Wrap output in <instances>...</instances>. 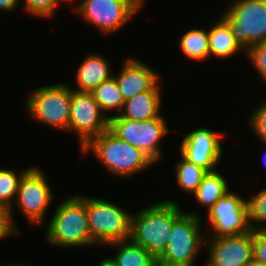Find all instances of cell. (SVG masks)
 <instances>
[{
  "mask_svg": "<svg viewBox=\"0 0 266 266\" xmlns=\"http://www.w3.org/2000/svg\"><path fill=\"white\" fill-rule=\"evenodd\" d=\"M185 212L175 199H166L140 208L132 214L130 240L155 258L165 250L173 223Z\"/></svg>",
  "mask_w": 266,
  "mask_h": 266,
  "instance_id": "obj_1",
  "label": "cell"
},
{
  "mask_svg": "<svg viewBox=\"0 0 266 266\" xmlns=\"http://www.w3.org/2000/svg\"><path fill=\"white\" fill-rule=\"evenodd\" d=\"M65 198L55 206L45 230V241L52 247L65 249L95 246L88 226L86 196L76 193Z\"/></svg>",
  "mask_w": 266,
  "mask_h": 266,
  "instance_id": "obj_2",
  "label": "cell"
},
{
  "mask_svg": "<svg viewBox=\"0 0 266 266\" xmlns=\"http://www.w3.org/2000/svg\"><path fill=\"white\" fill-rule=\"evenodd\" d=\"M80 153L93 154L106 171L120 179H129L155 164L145 153L118 138L109 129L94 138Z\"/></svg>",
  "mask_w": 266,
  "mask_h": 266,
  "instance_id": "obj_3",
  "label": "cell"
},
{
  "mask_svg": "<svg viewBox=\"0 0 266 266\" xmlns=\"http://www.w3.org/2000/svg\"><path fill=\"white\" fill-rule=\"evenodd\" d=\"M201 215L198 210H186L173 223L167 246L157 258L163 266H196L201 250L206 248Z\"/></svg>",
  "mask_w": 266,
  "mask_h": 266,
  "instance_id": "obj_4",
  "label": "cell"
},
{
  "mask_svg": "<svg viewBox=\"0 0 266 266\" xmlns=\"http://www.w3.org/2000/svg\"><path fill=\"white\" fill-rule=\"evenodd\" d=\"M86 209L91 242L95 246L130 239L133 213L127 212L119 203L87 195Z\"/></svg>",
  "mask_w": 266,
  "mask_h": 266,
  "instance_id": "obj_5",
  "label": "cell"
},
{
  "mask_svg": "<svg viewBox=\"0 0 266 266\" xmlns=\"http://www.w3.org/2000/svg\"><path fill=\"white\" fill-rule=\"evenodd\" d=\"M53 190L41 168L29 167L20 179L15 201L9 209L13 226L18 230L14 222L13 210L16 208L23 213L29 224L42 225L55 198Z\"/></svg>",
  "mask_w": 266,
  "mask_h": 266,
  "instance_id": "obj_6",
  "label": "cell"
},
{
  "mask_svg": "<svg viewBox=\"0 0 266 266\" xmlns=\"http://www.w3.org/2000/svg\"><path fill=\"white\" fill-rule=\"evenodd\" d=\"M30 117L56 130L68 131L71 88L66 82L44 85L33 90L25 101Z\"/></svg>",
  "mask_w": 266,
  "mask_h": 266,
  "instance_id": "obj_7",
  "label": "cell"
},
{
  "mask_svg": "<svg viewBox=\"0 0 266 266\" xmlns=\"http://www.w3.org/2000/svg\"><path fill=\"white\" fill-rule=\"evenodd\" d=\"M167 124L161 114L142 122L121 118L118 115L109 117V130L118 138L141 150L155 164L164 157L161 150L163 148L160 147L162 139L169 132H177L169 129Z\"/></svg>",
  "mask_w": 266,
  "mask_h": 266,
  "instance_id": "obj_8",
  "label": "cell"
},
{
  "mask_svg": "<svg viewBox=\"0 0 266 266\" xmlns=\"http://www.w3.org/2000/svg\"><path fill=\"white\" fill-rule=\"evenodd\" d=\"M220 16L239 44L247 50L266 41V0H230Z\"/></svg>",
  "mask_w": 266,
  "mask_h": 266,
  "instance_id": "obj_9",
  "label": "cell"
},
{
  "mask_svg": "<svg viewBox=\"0 0 266 266\" xmlns=\"http://www.w3.org/2000/svg\"><path fill=\"white\" fill-rule=\"evenodd\" d=\"M145 0H80L74 13L105 35L115 34L144 9Z\"/></svg>",
  "mask_w": 266,
  "mask_h": 266,
  "instance_id": "obj_10",
  "label": "cell"
},
{
  "mask_svg": "<svg viewBox=\"0 0 266 266\" xmlns=\"http://www.w3.org/2000/svg\"><path fill=\"white\" fill-rule=\"evenodd\" d=\"M107 129H109V117L102 111L92 93L71 89L68 132L77 134L79 149L85 148Z\"/></svg>",
  "mask_w": 266,
  "mask_h": 266,
  "instance_id": "obj_11",
  "label": "cell"
},
{
  "mask_svg": "<svg viewBox=\"0 0 266 266\" xmlns=\"http://www.w3.org/2000/svg\"><path fill=\"white\" fill-rule=\"evenodd\" d=\"M206 214L209 225V228L206 227L208 230H205L206 237L238 235L252 231L247 198L232 190L219 199Z\"/></svg>",
  "mask_w": 266,
  "mask_h": 266,
  "instance_id": "obj_12",
  "label": "cell"
},
{
  "mask_svg": "<svg viewBox=\"0 0 266 266\" xmlns=\"http://www.w3.org/2000/svg\"><path fill=\"white\" fill-rule=\"evenodd\" d=\"M223 132L208 127L193 128L181 139L180 154L189 162L201 166L207 171L216 170L222 160Z\"/></svg>",
  "mask_w": 266,
  "mask_h": 266,
  "instance_id": "obj_13",
  "label": "cell"
},
{
  "mask_svg": "<svg viewBox=\"0 0 266 266\" xmlns=\"http://www.w3.org/2000/svg\"><path fill=\"white\" fill-rule=\"evenodd\" d=\"M205 266H247L254 260L253 230L238 235L206 237Z\"/></svg>",
  "mask_w": 266,
  "mask_h": 266,
  "instance_id": "obj_14",
  "label": "cell"
},
{
  "mask_svg": "<svg viewBox=\"0 0 266 266\" xmlns=\"http://www.w3.org/2000/svg\"><path fill=\"white\" fill-rule=\"evenodd\" d=\"M113 77L125 101L136 94L150 91L161 80L159 72L134 56L125 58L119 73Z\"/></svg>",
  "mask_w": 266,
  "mask_h": 266,
  "instance_id": "obj_15",
  "label": "cell"
},
{
  "mask_svg": "<svg viewBox=\"0 0 266 266\" xmlns=\"http://www.w3.org/2000/svg\"><path fill=\"white\" fill-rule=\"evenodd\" d=\"M79 64L75 74V89L70 85L75 91L91 92L99 84L114 76L108 59L102 54H89Z\"/></svg>",
  "mask_w": 266,
  "mask_h": 266,
  "instance_id": "obj_16",
  "label": "cell"
},
{
  "mask_svg": "<svg viewBox=\"0 0 266 266\" xmlns=\"http://www.w3.org/2000/svg\"><path fill=\"white\" fill-rule=\"evenodd\" d=\"M160 80L150 91L136 94L125 101L121 112V118L143 121L158 117L162 107V93Z\"/></svg>",
  "mask_w": 266,
  "mask_h": 266,
  "instance_id": "obj_17",
  "label": "cell"
},
{
  "mask_svg": "<svg viewBox=\"0 0 266 266\" xmlns=\"http://www.w3.org/2000/svg\"><path fill=\"white\" fill-rule=\"evenodd\" d=\"M209 26V58L215 56L225 60L235 54L246 55V50L236 40L228 23L221 16Z\"/></svg>",
  "mask_w": 266,
  "mask_h": 266,
  "instance_id": "obj_18",
  "label": "cell"
},
{
  "mask_svg": "<svg viewBox=\"0 0 266 266\" xmlns=\"http://www.w3.org/2000/svg\"><path fill=\"white\" fill-rule=\"evenodd\" d=\"M229 190L226 177L219 170H213L205 174L192 196L198 205L206 208L207 213Z\"/></svg>",
  "mask_w": 266,
  "mask_h": 266,
  "instance_id": "obj_19",
  "label": "cell"
},
{
  "mask_svg": "<svg viewBox=\"0 0 266 266\" xmlns=\"http://www.w3.org/2000/svg\"><path fill=\"white\" fill-rule=\"evenodd\" d=\"M106 246L116 249L115 255L111 257L118 266H150L157 260L149 251L130 239Z\"/></svg>",
  "mask_w": 266,
  "mask_h": 266,
  "instance_id": "obj_20",
  "label": "cell"
},
{
  "mask_svg": "<svg viewBox=\"0 0 266 266\" xmlns=\"http://www.w3.org/2000/svg\"><path fill=\"white\" fill-rule=\"evenodd\" d=\"M178 48L189 60L209 58V33L207 28H192L179 36Z\"/></svg>",
  "mask_w": 266,
  "mask_h": 266,
  "instance_id": "obj_21",
  "label": "cell"
},
{
  "mask_svg": "<svg viewBox=\"0 0 266 266\" xmlns=\"http://www.w3.org/2000/svg\"><path fill=\"white\" fill-rule=\"evenodd\" d=\"M91 93L102 111L106 115L108 114V117L118 115L121 112L125 100L114 77L99 84ZM108 111L113 113V115H110Z\"/></svg>",
  "mask_w": 266,
  "mask_h": 266,
  "instance_id": "obj_22",
  "label": "cell"
},
{
  "mask_svg": "<svg viewBox=\"0 0 266 266\" xmlns=\"http://www.w3.org/2000/svg\"><path fill=\"white\" fill-rule=\"evenodd\" d=\"M174 172L176 176L175 182L180 190L192 195L208 171L201 166L189 162L180 154V159L176 161L174 166Z\"/></svg>",
  "mask_w": 266,
  "mask_h": 266,
  "instance_id": "obj_23",
  "label": "cell"
},
{
  "mask_svg": "<svg viewBox=\"0 0 266 266\" xmlns=\"http://www.w3.org/2000/svg\"><path fill=\"white\" fill-rule=\"evenodd\" d=\"M29 168L17 169L0 168V206L11 208L15 201L20 179Z\"/></svg>",
  "mask_w": 266,
  "mask_h": 266,
  "instance_id": "obj_24",
  "label": "cell"
},
{
  "mask_svg": "<svg viewBox=\"0 0 266 266\" xmlns=\"http://www.w3.org/2000/svg\"><path fill=\"white\" fill-rule=\"evenodd\" d=\"M249 223L252 230L266 228V187L247 198Z\"/></svg>",
  "mask_w": 266,
  "mask_h": 266,
  "instance_id": "obj_25",
  "label": "cell"
},
{
  "mask_svg": "<svg viewBox=\"0 0 266 266\" xmlns=\"http://www.w3.org/2000/svg\"><path fill=\"white\" fill-rule=\"evenodd\" d=\"M61 3L60 0H24L22 7L30 16L51 19Z\"/></svg>",
  "mask_w": 266,
  "mask_h": 266,
  "instance_id": "obj_26",
  "label": "cell"
},
{
  "mask_svg": "<svg viewBox=\"0 0 266 266\" xmlns=\"http://www.w3.org/2000/svg\"><path fill=\"white\" fill-rule=\"evenodd\" d=\"M249 130L257 137L261 143H266V101L254 107L253 111L247 118Z\"/></svg>",
  "mask_w": 266,
  "mask_h": 266,
  "instance_id": "obj_27",
  "label": "cell"
},
{
  "mask_svg": "<svg viewBox=\"0 0 266 266\" xmlns=\"http://www.w3.org/2000/svg\"><path fill=\"white\" fill-rule=\"evenodd\" d=\"M247 59L252 63L253 68L260 75V79L266 82V41L250 46L246 50Z\"/></svg>",
  "mask_w": 266,
  "mask_h": 266,
  "instance_id": "obj_28",
  "label": "cell"
},
{
  "mask_svg": "<svg viewBox=\"0 0 266 266\" xmlns=\"http://www.w3.org/2000/svg\"><path fill=\"white\" fill-rule=\"evenodd\" d=\"M253 254L256 262L266 265V232L253 230Z\"/></svg>",
  "mask_w": 266,
  "mask_h": 266,
  "instance_id": "obj_29",
  "label": "cell"
},
{
  "mask_svg": "<svg viewBox=\"0 0 266 266\" xmlns=\"http://www.w3.org/2000/svg\"><path fill=\"white\" fill-rule=\"evenodd\" d=\"M16 233H20L11 221L9 209L0 206V241L8 239L10 236H14Z\"/></svg>",
  "mask_w": 266,
  "mask_h": 266,
  "instance_id": "obj_30",
  "label": "cell"
},
{
  "mask_svg": "<svg viewBox=\"0 0 266 266\" xmlns=\"http://www.w3.org/2000/svg\"><path fill=\"white\" fill-rule=\"evenodd\" d=\"M21 0H0V10L12 13L18 9Z\"/></svg>",
  "mask_w": 266,
  "mask_h": 266,
  "instance_id": "obj_31",
  "label": "cell"
},
{
  "mask_svg": "<svg viewBox=\"0 0 266 266\" xmlns=\"http://www.w3.org/2000/svg\"><path fill=\"white\" fill-rule=\"evenodd\" d=\"M98 264V266H118L111 257L101 260Z\"/></svg>",
  "mask_w": 266,
  "mask_h": 266,
  "instance_id": "obj_32",
  "label": "cell"
},
{
  "mask_svg": "<svg viewBox=\"0 0 266 266\" xmlns=\"http://www.w3.org/2000/svg\"><path fill=\"white\" fill-rule=\"evenodd\" d=\"M247 266H266L262 263L256 262L255 260L251 261Z\"/></svg>",
  "mask_w": 266,
  "mask_h": 266,
  "instance_id": "obj_33",
  "label": "cell"
},
{
  "mask_svg": "<svg viewBox=\"0 0 266 266\" xmlns=\"http://www.w3.org/2000/svg\"><path fill=\"white\" fill-rule=\"evenodd\" d=\"M2 266H31V265H28V264H24V263H9V264H6V265H2Z\"/></svg>",
  "mask_w": 266,
  "mask_h": 266,
  "instance_id": "obj_34",
  "label": "cell"
},
{
  "mask_svg": "<svg viewBox=\"0 0 266 266\" xmlns=\"http://www.w3.org/2000/svg\"><path fill=\"white\" fill-rule=\"evenodd\" d=\"M150 266H163L158 260H156L152 265Z\"/></svg>",
  "mask_w": 266,
  "mask_h": 266,
  "instance_id": "obj_35",
  "label": "cell"
},
{
  "mask_svg": "<svg viewBox=\"0 0 266 266\" xmlns=\"http://www.w3.org/2000/svg\"><path fill=\"white\" fill-rule=\"evenodd\" d=\"M60 1H61V2L64 1L65 3H66V2H69V3L71 2V3H72L73 1L75 2L76 0H60Z\"/></svg>",
  "mask_w": 266,
  "mask_h": 266,
  "instance_id": "obj_36",
  "label": "cell"
}]
</instances>
